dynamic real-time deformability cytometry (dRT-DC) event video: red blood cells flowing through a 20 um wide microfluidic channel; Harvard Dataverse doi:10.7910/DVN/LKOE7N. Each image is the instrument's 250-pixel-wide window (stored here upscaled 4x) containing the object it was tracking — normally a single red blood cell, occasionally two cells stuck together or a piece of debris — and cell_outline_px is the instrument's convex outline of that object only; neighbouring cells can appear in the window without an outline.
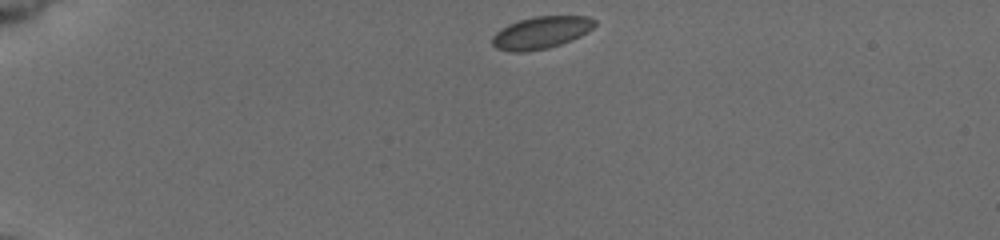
{"species": "common noctule bat (a hibernating species)", "species_latin": "Nyctalus noctula", "temperature_condition": "cold", "stored_images_in_passage": 43, "camera_frame_rate_fps": 3000, "um_per_image_px": 0.085, "animal": {"sex": "female", "body_mass_g": 19.5, "forearm_length_mm": 54.1}, "frame": {"image": 1, "passage_image": 1, "time_ms": 0.0, "image_size_px": [1000, 240], "cell_outline_px": [[596, 24], [588, 32], [572, 40], [548, 48], [524, 52], [512, 52], [496, 48], [492, 44], [492, 36], [500, 28], [508, 24], [520, 20], [536, 16], [588, 16], [596, 20]], "centroid_in_image_um": [45.99, 2.77], "position_along_channel_um": 39.0, "area_um2": 19.31}}
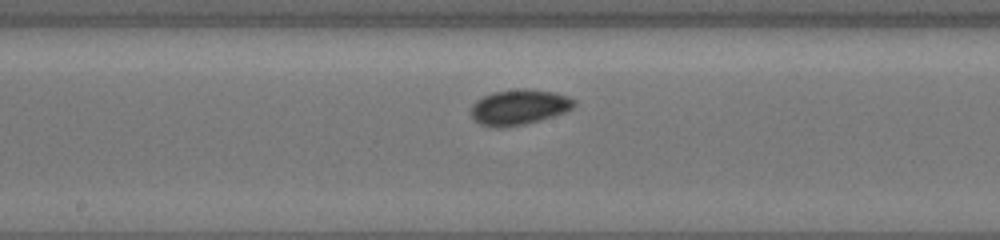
{"frame": {"image": 2, "passage_image": 19, "time_ms": 6.0, "image_size_px": [1000, 240], "cell_outline_px": [[576, 104], [572, 108], [564, 112], [540, 120], [524, 124], [496, 128], [492, 128], [480, 124], [472, 116], [472, 104], [476, 100], [492, 92], [552, 92], [568, 96], [576, 100]], "centroid_in_image_um": [44.11, 9.16], "position_along_channel_um": 204.1, "area_um2": 20.23}}
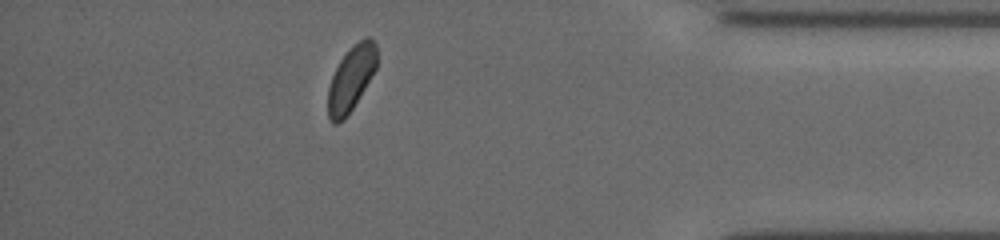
{"frame": {"image": 3, "passage_image": 37, "time_ms": 12.0, "image_size_px": [1000, 240], "cell_outline_px": [[376, 68], [352, 108], [344, 120], [336, 124], [332, 124], [328, 116], [328, 88], [332, 76], [340, 60], [352, 44], [364, 36], [368, 36], [376, 44]], "centroid_in_image_um": [29.83, 6.66], "position_along_channel_um": 405.4, "area_um2": 18.32}, "authors_computed_cell_mechanics": {"area_um2": 19.4208, "velocity_mm_per_s": 3.8234, "shape_relaxation_time_tau1_ms": 1.8887, "shape_relaxation_time_tau2_ms": 1.953, "deformation_change_tau1": 0.045, "deformation_change_tau2": 0.0491}}